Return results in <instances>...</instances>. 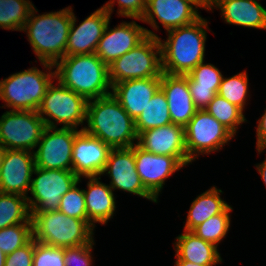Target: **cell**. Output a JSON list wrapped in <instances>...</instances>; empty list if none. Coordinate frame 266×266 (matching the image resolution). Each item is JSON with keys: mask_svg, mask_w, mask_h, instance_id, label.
Masks as SVG:
<instances>
[{"mask_svg": "<svg viewBox=\"0 0 266 266\" xmlns=\"http://www.w3.org/2000/svg\"><path fill=\"white\" fill-rule=\"evenodd\" d=\"M87 126L81 128L90 136L99 138L111 149L130 148L138 140L135 121L111 94L88 100Z\"/></svg>", "mask_w": 266, "mask_h": 266, "instance_id": "obj_1", "label": "cell"}, {"mask_svg": "<svg viewBox=\"0 0 266 266\" xmlns=\"http://www.w3.org/2000/svg\"><path fill=\"white\" fill-rule=\"evenodd\" d=\"M207 29V20L200 17L194 23L168 30L166 41L159 37L162 72L184 76L203 62Z\"/></svg>", "mask_w": 266, "mask_h": 266, "instance_id": "obj_2", "label": "cell"}, {"mask_svg": "<svg viewBox=\"0 0 266 266\" xmlns=\"http://www.w3.org/2000/svg\"><path fill=\"white\" fill-rule=\"evenodd\" d=\"M32 8L22 31L40 62L55 65L66 56V44L72 24V8L36 15Z\"/></svg>", "mask_w": 266, "mask_h": 266, "instance_id": "obj_3", "label": "cell"}, {"mask_svg": "<svg viewBox=\"0 0 266 266\" xmlns=\"http://www.w3.org/2000/svg\"><path fill=\"white\" fill-rule=\"evenodd\" d=\"M54 67L55 79L87 100L111 94L108 65L95 53L65 56Z\"/></svg>", "mask_w": 266, "mask_h": 266, "instance_id": "obj_4", "label": "cell"}, {"mask_svg": "<svg viewBox=\"0 0 266 266\" xmlns=\"http://www.w3.org/2000/svg\"><path fill=\"white\" fill-rule=\"evenodd\" d=\"M33 239L48 246L77 247L93 240L88 220L67 216L60 211L31 213Z\"/></svg>", "mask_w": 266, "mask_h": 266, "instance_id": "obj_5", "label": "cell"}, {"mask_svg": "<svg viewBox=\"0 0 266 266\" xmlns=\"http://www.w3.org/2000/svg\"><path fill=\"white\" fill-rule=\"evenodd\" d=\"M41 64L49 70L47 73L32 67L0 81V99L6 103L5 107L17 111H38L48 86L55 78V70L51 71L54 65Z\"/></svg>", "mask_w": 266, "mask_h": 266, "instance_id": "obj_6", "label": "cell"}, {"mask_svg": "<svg viewBox=\"0 0 266 266\" xmlns=\"http://www.w3.org/2000/svg\"><path fill=\"white\" fill-rule=\"evenodd\" d=\"M108 70L112 86L131 79L161 78L163 72L159 37L147 36L136 47L115 59Z\"/></svg>", "mask_w": 266, "mask_h": 266, "instance_id": "obj_7", "label": "cell"}, {"mask_svg": "<svg viewBox=\"0 0 266 266\" xmlns=\"http://www.w3.org/2000/svg\"><path fill=\"white\" fill-rule=\"evenodd\" d=\"M87 104L88 100L85 97L64 87L59 81L55 86L52 81L40 104L38 114L46 127L57 128L59 123L63 124L62 128L77 129L86 121Z\"/></svg>", "mask_w": 266, "mask_h": 266, "instance_id": "obj_8", "label": "cell"}, {"mask_svg": "<svg viewBox=\"0 0 266 266\" xmlns=\"http://www.w3.org/2000/svg\"><path fill=\"white\" fill-rule=\"evenodd\" d=\"M31 179L30 194L27 197L30 213L56 211L60 200L79 180V177L69 170H50L35 167Z\"/></svg>", "mask_w": 266, "mask_h": 266, "instance_id": "obj_9", "label": "cell"}, {"mask_svg": "<svg viewBox=\"0 0 266 266\" xmlns=\"http://www.w3.org/2000/svg\"><path fill=\"white\" fill-rule=\"evenodd\" d=\"M234 135L205 109L197 110L185 126V144L192 162L199 154H209L223 148Z\"/></svg>", "mask_w": 266, "mask_h": 266, "instance_id": "obj_10", "label": "cell"}, {"mask_svg": "<svg viewBox=\"0 0 266 266\" xmlns=\"http://www.w3.org/2000/svg\"><path fill=\"white\" fill-rule=\"evenodd\" d=\"M45 127L38 111H6L0 117V143L6 149L34 152Z\"/></svg>", "mask_w": 266, "mask_h": 266, "instance_id": "obj_11", "label": "cell"}, {"mask_svg": "<svg viewBox=\"0 0 266 266\" xmlns=\"http://www.w3.org/2000/svg\"><path fill=\"white\" fill-rule=\"evenodd\" d=\"M82 130L45 127L38 149L34 151L35 167L72 171V152L75 137Z\"/></svg>", "mask_w": 266, "mask_h": 266, "instance_id": "obj_12", "label": "cell"}, {"mask_svg": "<svg viewBox=\"0 0 266 266\" xmlns=\"http://www.w3.org/2000/svg\"><path fill=\"white\" fill-rule=\"evenodd\" d=\"M115 0L108 1L89 15L76 28V16L72 12V24L66 44V56L95 53L106 25L110 21Z\"/></svg>", "mask_w": 266, "mask_h": 266, "instance_id": "obj_13", "label": "cell"}, {"mask_svg": "<svg viewBox=\"0 0 266 266\" xmlns=\"http://www.w3.org/2000/svg\"><path fill=\"white\" fill-rule=\"evenodd\" d=\"M111 178L110 188L123 190L157 203L158 200L144 187L136 170L134 145L130 148L111 149L103 174Z\"/></svg>", "mask_w": 266, "mask_h": 266, "instance_id": "obj_14", "label": "cell"}, {"mask_svg": "<svg viewBox=\"0 0 266 266\" xmlns=\"http://www.w3.org/2000/svg\"><path fill=\"white\" fill-rule=\"evenodd\" d=\"M105 27L102 38L95 54L108 66L115 60L140 44L147 36L158 37L153 31L148 30L135 21L122 22L114 29ZM110 29V30H109Z\"/></svg>", "mask_w": 266, "mask_h": 266, "instance_id": "obj_15", "label": "cell"}, {"mask_svg": "<svg viewBox=\"0 0 266 266\" xmlns=\"http://www.w3.org/2000/svg\"><path fill=\"white\" fill-rule=\"evenodd\" d=\"M198 8L192 0H146L145 12L140 21L149 23L157 31L159 26L156 17L168 31L198 20L201 17Z\"/></svg>", "mask_w": 266, "mask_h": 266, "instance_id": "obj_16", "label": "cell"}, {"mask_svg": "<svg viewBox=\"0 0 266 266\" xmlns=\"http://www.w3.org/2000/svg\"><path fill=\"white\" fill-rule=\"evenodd\" d=\"M34 168V152L7 149L0 167V192L28 197Z\"/></svg>", "mask_w": 266, "mask_h": 266, "instance_id": "obj_17", "label": "cell"}, {"mask_svg": "<svg viewBox=\"0 0 266 266\" xmlns=\"http://www.w3.org/2000/svg\"><path fill=\"white\" fill-rule=\"evenodd\" d=\"M137 145L156 155L176 157L184 166L191 163L185 144V127L171 123L152 128L138 135Z\"/></svg>", "mask_w": 266, "mask_h": 266, "instance_id": "obj_18", "label": "cell"}, {"mask_svg": "<svg viewBox=\"0 0 266 266\" xmlns=\"http://www.w3.org/2000/svg\"><path fill=\"white\" fill-rule=\"evenodd\" d=\"M136 170L144 187L158 199L165 180L184 165L176 158L168 155H156L134 145Z\"/></svg>", "mask_w": 266, "mask_h": 266, "instance_id": "obj_19", "label": "cell"}, {"mask_svg": "<svg viewBox=\"0 0 266 266\" xmlns=\"http://www.w3.org/2000/svg\"><path fill=\"white\" fill-rule=\"evenodd\" d=\"M110 150L99 138L81 131L73 143L72 171L79 178L101 176Z\"/></svg>", "mask_w": 266, "mask_h": 266, "instance_id": "obj_20", "label": "cell"}, {"mask_svg": "<svg viewBox=\"0 0 266 266\" xmlns=\"http://www.w3.org/2000/svg\"><path fill=\"white\" fill-rule=\"evenodd\" d=\"M160 88L166 95L172 123L185 127L198 110L189 91L187 75L162 73Z\"/></svg>", "mask_w": 266, "mask_h": 266, "instance_id": "obj_21", "label": "cell"}, {"mask_svg": "<svg viewBox=\"0 0 266 266\" xmlns=\"http://www.w3.org/2000/svg\"><path fill=\"white\" fill-rule=\"evenodd\" d=\"M161 78L131 79L112 86V95L135 121L160 88Z\"/></svg>", "mask_w": 266, "mask_h": 266, "instance_id": "obj_22", "label": "cell"}, {"mask_svg": "<svg viewBox=\"0 0 266 266\" xmlns=\"http://www.w3.org/2000/svg\"><path fill=\"white\" fill-rule=\"evenodd\" d=\"M215 7L228 24L266 30V9L257 0H211L209 11Z\"/></svg>", "mask_w": 266, "mask_h": 266, "instance_id": "obj_23", "label": "cell"}, {"mask_svg": "<svg viewBox=\"0 0 266 266\" xmlns=\"http://www.w3.org/2000/svg\"><path fill=\"white\" fill-rule=\"evenodd\" d=\"M88 178L87 188L83 189L88 222L95 227V223L106 224L113 218L116 209V201L113 190L99 180L101 177Z\"/></svg>", "mask_w": 266, "mask_h": 266, "instance_id": "obj_24", "label": "cell"}, {"mask_svg": "<svg viewBox=\"0 0 266 266\" xmlns=\"http://www.w3.org/2000/svg\"><path fill=\"white\" fill-rule=\"evenodd\" d=\"M176 251L175 257L201 265L214 266L222 262L217 246L201 239L191 231L184 230L176 237L173 243Z\"/></svg>", "mask_w": 266, "mask_h": 266, "instance_id": "obj_25", "label": "cell"}, {"mask_svg": "<svg viewBox=\"0 0 266 266\" xmlns=\"http://www.w3.org/2000/svg\"><path fill=\"white\" fill-rule=\"evenodd\" d=\"M221 189L215 186L196 197L187 214L184 230L192 231L212 216L222 213L228 206L220 197Z\"/></svg>", "mask_w": 266, "mask_h": 266, "instance_id": "obj_26", "label": "cell"}, {"mask_svg": "<svg viewBox=\"0 0 266 266\" xmlns=\"http://www.w3.org/2000/svg\"><path fill=\"white\" fill-rule=\"evenodd\" d=\"M172 123L168 101L161 88L153 95L141 115L135 120L137 135L152 128L166 126Z\"/></svg>", "mask_w": 266, "mask_h": 266, "instance_id": "obj_27", "label": "cell"}, {"mask_svg": "<svg viewBox=\"0 0 266 266\" xmlns=\"http://www.w3.org/2000/svg\"><path fill=\"white\" fill-rule=\"evenodd\" d=\"M20 223H32L27 197L0 192V230Z\"/></svg>", "mask_w": 266, "mask_h": 266, "instance_id": "obj_28", "label": "cell"}, {"mask_svg": "<svg viewBox=\"0 0 266 266\" xmlns=\"http://www.w3.org/2000/svg\"><path fill=\"white\" fill-rule=\"evenodd\" d=\"M33 7L29 0H0V27L22 31Z\"/></svg>", "mask_w": 266, "mask_h": 266, "instance_id": "obj_29", "label": "cell"}, {"mask_svg": "<svg viewBox=\"0 0 266 266\" xmlns=\"http://www.w3.org/2000/svg\"><path fill=\"white\" fill-rule=\"evenodd\" d=\"M205 110L227 128L234 136L238 126L247 120L243 110L216 94Z\"/></svg>", "mask_w": 266, "mask_h": 266, "instance_id": "obj_30", "label": "cell"}, {"mask_svg": "<svg viewBox=\"0 0 266 266\" xmlns=\"http://www.w3.org/2000/svg\"><path fill=\"white\" fill-rule=\"evenodd\" d=\"M232 210V207L229 205L222 213L210 217L191 232L218 247V244L229 231L230 212Z\"/></svg>", "mask_w": 266, "mask_h": 266, "instance_id": "obj_31", "label": "cell"}, {"mask_svg": "<svg viewBox=\"0 0 266 266\" xmlns=\"http://www.w3.org/2000/svg\"><path fill=\"white\" fill-rule=\"evenodd\" d=\"M217 94L244 111L248 94L246 71L229 78L223 76Z\"/></svg>", "mask_w": 266, "mask_h": 266, "instance_id": "obj_32", "label": "cell"}, {"mask_svg": "<svg viewBox=\"0 0 266 266\" xmlns=\"http://www.w3.org/2000/svg\"><path fill=\"white\" fill-rule=\"evenodd\" d=\"M33 238L32 223H20L0 230V249L9 255Z\"/></svg>", "mask_w": 266, "mask_h": 266, "instance_id": "obj_33", "label": "cell"}, {"mask_svg": "<svg viewBox=\"0 0 266 266\" xmlns=\"http://www.w3.org/2000/svg\"><path fill=\"white\" fill-rule=\"evenodd\" d=\"M222 77L217 67L203 61L187 74L188 87L219 89Z\"/></svg>", "mask_w": 266, "mask_h": 266, "instance_id": "obj_34", "label": "cell"}, {"mask_svg": "<svg viewBox=\"0 0 266 266\" xmlns=\"http://www.w3.org/2000/svg\"><path fill=\"white\" fill-rule=\"evenodd\" d=\"M80 182L81 178H79L78 182L62 196L58 211L73 218L87 220L84 191L77 187Z\"/></svg>", "mask_w": 266, "mask_h": 266, "instance_id": "obj_35", "label": "cell"}, {"mask_svg": "<svg viewBox=\"0 0 266 266\" xmlns=\"http://www.w3.org/2000/svg\"><path fill=\"white\" fill-rule=\"evenodd\" d=\"M65 248L48 246L34 240L33 266H65Z\"/></svg>", "mask_w": 266, "mask_h": 266, "instance_id": "obj_36", "label": "cell"}, {"mask_svg": "<svg viewBox=\"0 0 266 266\" xmlns=\"http://www.w3.org/2000/svg\"><path fill=\"white\" fill-rule=\"evenodd\" d=\"M93 245L94 239L88 244L65 248V266H91L93 263L91 256Z\"/></svg>", "mask_w": 266, "mask_h": 266, "instance_id": "obj_37", "label": "cell"}, {"mask_svg": "<svg viewBox=\"0 0 266 266\" xmlns=\"http://www.w3.org/2000/svg\"><path fill=\"white\" fill-rule=\"evenodd\" d=\"M34 239L6 255L5 266H33Z\"/></svg>", "mask_w": 266, "mask_h": 266, "instance_id": "obj_38", "label": "cell"}, {"mask_svg": "<svg viewBox=\"0 0 266 266\" xmlns=\"http://www.w3.org/2000/svg\"><path fill=\"white\" fill-rule=\"evenodd\" d=\"M118 3V15L125 16L128 18L141 20L145 8H146V0H116Z\"/></svg>", "mask_w": 266, "mask_h": 266, "instance_id": "obj_39", "label": "cell"}, {"mask_svg": "<svg viewBox=\"0 0 266 266\" xmlns=\"http://www.w3.org/2000/svg\"><path fill=\"white\" fill-rule=\"evenodd\" d=\"M192 100L198 110H203L213 100L218 89H210L204 87H189Z\"/></svg>", "mask_w": 266, "mask_h": 266, "instance_id": "obj_40", "label": "cell"}, {"mask_svg": "<svg viewBox=\"0 0 266 266\" xmlns=\"http://www.w3.org/2000/svg\"><path fill=\"white\" fill-rule=\"evenodd\" d=\"M257 142L256 150L258 153H262L266 149V109L261 119L258 120V126L256 128Z\"/></svg>", "mask_w": 266, "mask_h": 266, "instance_id": "obj_41", "label": "cell"}, {"mask_svg": "<svg viewBox=\"0 0 266 266\" xmlns=\"http://www.w3.org/2000/svg\"><path fill=\"white\" fill-rule=\"evenodd\" d=\"M256 168L266 185V158L261 164L256 165Z\"/></svg>", "mask_w": 266, "mask_h": 266, "instance_id": "obj_42", "label": "cell"}, {"mask_svg": "<svg viewBox=\"0 0 266 266\" xmlns=\"http://www.w3.org/2000/svg\"><path fill=\"white\" fill-rule=\"evenodd\" d=\"M199 8L209 11L211 0H192Z\"/></svg>", "mask_w": 266, "mask_h": 266, "instance_id": "obj_43", "label": "cell"}, {"mask_svg": "<svg viewBox=\"0 0 266 266\" xmlns=\"http://www.w3.org/2000/svg\"><path fill=\"white\" fill-rule=\"evenodd\" d=\"M175 266H207V265H201L198 263H191L190 261L180 260L176 259Z\"/></svg>", "mask_w": 266, "mask_h": 266, "instance_id": "obj_44", "label": "cell"}, {"mask_svg": "<svg viewBox=\"0 0 266 266\" xmlns=\"http://www.w3.org/2000/svg\"><path fill=\"white\" fill-rule=\"evenodd\" d=\"M6 150L7 149L0 143V167L2 165L3 158H4Z\"/></svg>", "mask_w": 266, "mask_h": 266, "instance_id": "obj_45", "label": "cell"}, {"mask_svg": "<svg viewBox=\"0 0 266 266\" xmlns=\"http://www.w3.org/2000/svg\"><path fill=\"white\" fill-rule=\"evenodd\" d=\"M6 255L0 249V266H5Z\"/></svg>", "mask_w": 266, "mask_h": 266, "instance_id": "obj_46", "label": "cell"}]
</instances>
